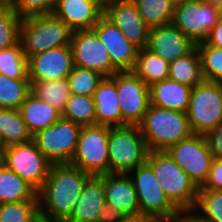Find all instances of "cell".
<instances>
[{"label":"cell","mask_w":222,"mask_h":222,"mask_svg":"<svg viewBox=\"0 0 222 222\" xmlns=\"http://www.w3.org/2000/svg\"><path fill=\"white\" fill-rule=\"evenodd\" d=\"M90 177L70 164H52L43 187L37 192L40 220L65 222Z\"/></svg>","instance_id":"6da1fadb"},{"label":"cell","mask_w":222,"mask_h":222,"mask_svg":"<svg viewBox=\"0 0 222 222\" xmlns=\"http://www.w3.org/2000/svg\"><path fill=\"white\" fill-rule=\"evenodd\" d=\"M146 163L152 168L167 198L181 211H192L199 188L183 169L164 151H149Z\"/></svg>","instance_id":"7a4b0ae2"},{"label":"cell","mask_w":222,"mask_h":222,"mask_svg":"<svg viewBox=\"0 0 222 222\" xmlns=\"http://www.w3.org/2000/svg\"><path fill=\"white\" fill-rule=\"evenodd\" d=\"M139 128L149 151H164L193 134L186 113L151 104Z\"/></svg>","instance_id":"3957f363"},{"label":"cell","mask_w":222,"mask_h":222,"mask_svg":"<svg viewBox=\"0 0 222 222\" xmlns=\"http://www.w3.org/2000/svg\"><path fill=\"white\" fill-rule=\"evenodd\" d=\"M73 31L53 13L21 19L20 39L23 53L29 59L35 54L71 46Z\"/></svg>","instance_id":"277c9868"},{"label":"cell","mask_w":222,"mask_h":222,"mask_svg":"<svg viewBox=\"0 0 222 222\" xmlns=\"http://www.w3.org/2000/svg\"><path fill=\"white\" fill-rule=\"evenodd\" d=\"M149 149L139 125L109 127V173L128 174L147 161Z\"/></svg>","instance_id":"5b68a950"},{"label":"cell","mask_w":222,"mask_h":222,"mask_svg":"<svg viewBox=\"0 0 222 222\" xmlns=\"http://www.w3.org/2000/svg\"><path fill=\"white\" fill-rule=\"evenodd\" d=\"M128 175L137 193L140 217L148 220H171L179 217L181 211L167 198L146 162L131 170Z\"/></svg>","instance_id":"8992f818"},{"label":"cell","mask_w":222,"mask_h":222,"mask_svg":"<svg viewBox=\"0 0 222 222\" xmlns=\"http://www.w3.org/2000/svg\"><path fill=\"white\" fill-rule=\"evenodd\" d=\"M193 134L206 135L222 122V83L203 81L191 90L186 111Z\"/></svg>","instance_id":"52a82bcc"},{"label":"cell","mask_w":222,"mask_h":222,"mask_svg":"<svg viewBox=\"0 0 222 222\" xmlns=\"http://www.w3.org/2000/svg\"><path fill=\"white\" fill-rule=\"evenodd\" d=\"M108 137V126H82L75 152L69 164L91 176L108 174Z\"/></svg>","instance_id":"ba28073f"},{"label":"cell","mask_w":222,"mask_h":222,"mask_svg":"<svg viewBox=\"0 0 222 222\" xmlns=\"http://www.w3.org/2000/svg\"><path fill=\"white\" fill-rule=\"evenodd\" d=\"M3 164L37 192L43 187L52 166L33 139L27 143L4 148Z\"/></svg>","instance_id":"9c48e42d"},{"label":"cell","mask_w":222,"mask_h":222,"mask_svg":"<svg viewBox=\"0 0 222 222\" xmlns=\"http://www.w3.org/2000/svg\"><path fill=\"white\" fill-rule=\"evenodd\" d=\"M165 151L198 188L204 185L213 161V154L205 135L192 134L169 146Z\"/></svg>","instance_id":"30bf717a"},{"label":"cell","mask_w":222,"mask_h":222,"mask_svg":"<svg viewBox=\"0 0 222 222\" xmlns=\"http://www.w3.org/2000/svg\"><path fill=\"white\" fill-rule=\"evenodd\" d=\"M81 129L82 126L61 117L53 125L33 135V140L52 164H69Z\"/></svg>","instance_id":"8fae6325"},{"label":"cell","mask_w":222,"mask_h":222,"mask_svg":"<svg viewBox=\"0 0 222 222\" xmlns=\"http://www.w3.org/2000/svg\"><path fill=\"white\" fill-rule=\"evenodd\" d=\"M219 20L217 7L202 0H181L175 3L171 23L196 45L207 39Z\"/></svg>","instance_id":"7c38bea8"},{"label":"cell","mask_w":222,"mask_h":222,"mask_svg":"<svg viewBox=\"0 0 222 222\" xmlns=\"http://www.w3.org/2000/svg\"><path fill=\"white\" fill-rule=\"evenodd\" d=\"M122 126L139 125L150 105L149 86L133 71L115 72Z\"/></svg>","instance_id":"4fadbf2b"},{"label":"cell","mask_w":222,"mask_h":222,"mask_svg":"<svg viewBox=\"0 0 222 222\" xmlns=\"http://www.w3.org/2000/svg\"><path fill=\"white\" fill-rule=\"evenodd\" d=\"M70 45L74 66L98 71L105 77L117 72L112 67L108 51L93 29L73 31Z\"/></svg>","instance_id":"5bb4252c"},{"label":"cell","mask_w":222,"mask_h":222,"mask_svg":"<svg viewBox=\"0 0 222 222\" xmlns=\"http://www.w3.org/2000/svg\"><path fill=\"white\" fill-rule=\"evenodd\" d=\"M92 29L108 51L112 67L117 72L133 71L138 48L125 38L118 27L103 15Z\"/></svg>","instance_id":"9a60e30c"},{"label":"cell","mask_w":222,"mask_h":222,"mask_svg":"<svg viewBox=\"0 0 222 222\" xmlns=\"http://www.w3.org/2000/svg\"><path fill=\"white\" fill-rule=\"evenodd\" d=\"M73 66L71 46L49 49L28 59L29 80L51 81L67 79Z\"/></svg>","instance_id":"2e32d148"},{"label":"cell","mask_w":222,"mask_h":222,"mask_svg":"<svg viewBox=\"0 0 222 222\" xmlns=\"http://www.w3.org/2000/svg\"><path fill=\"white\" fill-rule=\"evenodd\" d=\"M104 16L138 49L147 48L150 28L138 13L134 1L124 0L111 4L104 9Z\"/></svg>","instance_id":"e0dca14e"},{"label":"cell","mask_w":222,"mask_h":222,"mask_svg":"<svg viewBox=\"0 0 222 222\" xmlns=\"http://www.w3.org/2000/svg\"><path fill=\"white\" fill-rule=\"evenodd\" d=\"M195 46L172 23L149 29L147 49L169 63L185 56Z\"/></svg>","instance_id":"ac0fdd59"},{"label":"cell","mask_w":222,"mask_h":222,"mask_svg":"<svg viewBox=\"0 0 222 222\" xmlns=\"http://www.w3.org/2000/svg\"><path fill=\"white\" fill-rule=\"evenodd\" d=\"M72 30L92 29L104 15L96 0H55L53 12Z\"/></svg>","instance_id":"d6986e66"},{"label":"cell","mask_w":222,"mask_h":222,"mask_svg":"<svg viewBox=\"0 0 222 222\" xmlns=\"http://www.w3.org/2000/svg\"><path fill=\"white\" fill-rule=\"evenodd\" d=\"M105 202L120 210L127 217H140V209L134 183L128 174L103 175Z\"/></svg>","instance_id":"ffe728a7"},{"label":"cell","mask_w":222,"mask_h":222,"mask_svg":"<svg viewBox=\"0 0 222 222\" xmlns=\"http://www.w3.org/2000/svg\"><path fill=\"white\" fill-rule=\"evenodd\" d=\"M105 203L103 175L91 176L65 222H98L100 209Z\"/></svg>","instance_id":"44dd1931"},{"label":"cell","mask_w":222,"mask_h":222,"mask_svg":"<svg viewBox=\"0 0 222 222\" xmlns=\"http://www.w3.org/2000/svg\"><path fill=\"white\" fill-rule=\"evenodd\" d=\"M96 125L108 127L122 126V114L115 85V73L104 77L94 91Z\"/></svg>","instance_id":"7402d4cb"},{"label":"cell","mask_w":222,"mask_h":222,"mask_svg":"<svg viewBox=\"0 0 222 222\" xmlns=\"http://www.w3.org/2000/svg\"><path fill=\"white\" fill-rule=\"evenodd\" d=\"M192 87L170 78L149 86L150 104L162 109L186 113Z\"/></svg>","instance_id":"603a6c76"},{"label":"cell","mask_w":222,"mask_h":222,"mask_svg":"<svg viewBox=\"0 0 222 222\" xmlns=\"http://www.w3.org/2000/svg\"><path fill=\"white\" fill-rule=\"evenodd\" d=\"M19 110L32 136L53 125L62 117L60 111L32 93L27 96Z\"/></svg>","instance_id":"cb8c5ba5"},{"label":"cell","mask_w":222,"mask_h":222,"mask_svg":"<svg viewBox=\"0 0 222 222\" xmlns=\"http://www.w3.org/2000/svg\"><path fill=\"white\" fill-rule=\"evenodd\" d=\"M23 201H39L37 191L2 164L0 166V204Z\"/></svg>","instance_id":"d4e9b609"},{"label":"cell","mask_w":222,"mask_h":222,"mask_svg":"<svg viewBox=\"0 0 222 222\" xmlns=\"http://www.w3.org/2000/svg\"><path fill=\"white\" fill-rule=\"evenodd\" d=\"M32 139L20 110L0 108V141L3 148L27 143Z\"/></svg>","instance_id":"484cf974"},{"label":"cell","mask_w":222,"mask_h":222,"mask_svg":"<svg viewBox=\"0 0 222 222\" xmlns=\"http://www.w3.org/2000/svg\"><path fill=\"white\" fill-rule=\"evenodd\" d=\"M169 78L192 88L204 81L197 46L185 56L170 62Z\"/></svg>","instance_id":"4316f807"},{"label":"cell","mask_w":222,"mask_h":222,"mask_svg":"<svg viewBox=\"0 0 222 222\" xmlns=\"http://www.w3.org/2000/svg\"><path fill=\"white\" fill-rule=\"evenodd\" d=\"M169 62L147 48L138 49L133 72L148 86L169 78Z\"/></svg>","instance_id":"83f0119b"},{"label":"cell","mask_w":222,"mask_h":222,"mask_svg":"<svg viewBox=\"0 0 222 222\" xmlns=\"http://www.w3.org/2000/svg\"><path fill=\"white\" fill-rule=\"evenodd\" d=\"M138 13L149 28L167 25L174 16V0H135Z\"/></svg>","instance_id":"f1b7e54d"},{"label":"cell","mask_w":222,"mask_h":222,"mask_svg":"<svg viewBox=\"0 0 222 222\" xmlns=\"http://www.w3.org/2000/svg\"><path fill=\"white\" fill-rule=\"evenodd\" d=\"M31 93L38 99L48 102L61 113L71 96L67 79L51 81H30Z\"/></svg>","instance_id":"f546056e"},{"label":"cell","mask_w":222,"mask_h":222,"mask_svg":"<svg viewBox=\"0 0 222 222\" xmlns=\"http://www.w3.org/2000/svg\"><path fill=\"white\" fill-rule=\"evenodd\" d=\"M61 116L80 126L96 125L93 96L71 94Z\"/></svg>","instance_id":"4dcf8cb0"},{"label":"cell","mask_w":222,"mask_h":222,"mask_svg":"<svg viewBox=\"0 0 222 222\" xmlns=\"http://www.w3.org/2000/svg\"><path fill=\"white\" fill-rule=\"evenodd\" d=\"M30 93L29 79H11L0 74V108L19 110Z\"/></svg>","instance_id":"1f68e13d"},{"label":"cell","mask_w":222,"mask_h":222,"mask_svg":"<svg viewBox=\"0 0 222 222\" xmlns=\"http://www.w3.org/2000/svg\"><path fill=\"white\" fill-rule=\"evenodd\" d=\"M0 74L11 79H29L28 59L22 44L0 50Z\"/></svg>","instance_id":"d6a6232c"},{"label":"cell","mask_w":222,"mask_h":222,"mask_svg":"<svg viewBox=\"0 0 222 222\" xmlns=\"http://www.w3.org/2000/svg\"><path fill=\"white\" fill-rule=\"evenodd\" d=\"M191 212L204 222H222V190L199 189Z\"/></svg>","instance_id":"836d02e7"},{"label":"cell","mask_w":222,"mask_h":222,"mask_svg":"<svg viewBox=\"0 0 222 222\" xmlns=\"http://www.w3.org/2000/svg\"><path fill=\"white\" fill-rule=\"evenodd\" d=\"M100 72L84 67L73 66L67 77L71 94L93 96L99 83L104 79Z\"/></svg>","instance_id":"e575fe53"},{"label":"cell","mask_w":222,"mask_h":222,"mask_svg":"<svg viewBox=\"0 0 222 222\" xmlns=\"http://www.w3.org/2000/svg\"><path fill=\"white\" fill-rule=\"evenodd\" d=\"M39 201L0 204V222H39Z\"/></svg>","instance_id":"d590c367"},{"label":"cell","mask_w":222,"mask_h":222,"mask_svg":"<svg viewBox=\"0 0 222 222\" xmlns=\"http://www.w3.org/2000/svg\"><path fill=\"white\" fill-rule=\"evenodd\" d=\"M196 46L201 58L204 81L222 83V48L207 45L205 42Z\"/></svg>","instance_id":"8d00e7d4"},{"label":"cell","mask_w":222,"mask_h":222,"mask_svg":"<svg viewBox=\"0 0 222 222\" xmlns=\"http://www.w3.org/2000/svg\"><path fill=\"white\" fill-rule=\"evenodd\" d=\"M21 18L12 6L0 5V50L19 42Z\"/></svg>","instance_id":"74e56055"},{"label":"cell","mask_w":222,"mask_h":222,"mask_svg":"<svg viewBox=\"0 0 222 222\" xmlns=\"http://www.w3.org/2000/svg\"><path fill=\"white\" fill-rule=\"evenodd\" d=\"M54 4L55 0H17L12 8L22 19L35 15L51 14Z\"/></svg>","instance_id":"f35d334b"},{"label":"cell","mask_w":222,"mask_h":222,"mask_svg":"<svg viewBox=\"0 0 222 222\" xmlns=\"http://www.w3.org/2000/svg\"><path fill=\"white\" fill-rule=\"evenodd\" d=\"M199 189L222 190V158H213L208 178Z\"/></svg>","instance_id":"ab89813d"},{"label":"cell","mask_w":222,"mask_h":222,"mask_svg":"<svg viewBox=\"0 0 222 222\" xmlns=\"http://www.w3.org/2000/svg\"><path fill=\"white\" fill-rule=\"evenodd\" d=\"M205 136L213 158H222V122Z\"/></svg>","instance_id":"60d3db41"},{"label":"cell","mask_w":222,"mask_h":222,"mask_svg":"<svg viewBox=\"0 0 222 222\" xmlns=\"http://www.w3.org/2000/svg\"><path fill=\"white\" fill-rule=\"evenodd\" d=\"M100 210L98 222H123L127 218L124 213L107 203Z\"/></svg>","instance_id":"b9f144b4"},{"label":"cell","mask_w":222,"mask_h":222,"mask_svg":"<svg viewBox=\"0 0 222 222\" xmlns=\"http://www.w3.org/2000/svg\"><path fill=\"white\" fill-rule=\"evenodd\" d=\"M204 42L207 45H211L216 48H222V19H220L209 32V35Z\"/></svg>","instance_id":"7bdbcfd3"},{"label":"cell","mask_w":222,"mask_h":222,"mask_svg":"<svg viewBox=\"0 0 222 222\" xmlns=\"http://www.w3.org/2000/svg\"><path fill=\"white\" fill-rule=\"evenodd\" d=\"M182 222H204L200 220L195 214L191 211L181 212L178 217Z\"/></svg>","instance_id":"ee69618b"},{"label":"cell","mask_w":222,"mask_h":222,"mask_svg":"<svg viewBox=\"0 0 222 222\" xmlns=\"http://www.w3.org/2000/svg\"><path fill=\"white\" fill-rule=\"evenodd\" d=\"M96 1L103 9H105L106 7H108L111 4L118 3V2L124 1V0H96Z\"/></svg>","instance_id":"f6af8a7d"},{"label":"cell","mask_w":222,"mask_h":222,"mask_svg":"<svg viewBox=\"0 0 222 222\" xmlns=\"http://www.w3.org/2000/svg\"><path fill=\"white\" fill-rule=\"evenodd\" d=\"M123 222H150V220L142 217H127Z\"/></svg>","instance_id":"bcb514c9"},{"label":"cell","mask_w":222,"mask_h":222,"mask_svg":"<svg viewBox=\"0 0 222 222\" xmlns=\"http://www.w3.org/2000/svg\"><path fill=\"white\" fill-rule=\"evenodd\" d=\"M17 0H0L1 6H13Z\"/></svg>","instance_id":"7dc6e473"},{"label":"cell","mask_w":222,"mask_h":222,"mask_svg":"<svg viewBox=\"0 0 222 222\" xmlns=\"http://www.w3.org/2000/svg\"><path fill=\"white\" fill-rule=\"evenodd\" d=\"M202 1L214 7H217L222 0H202Z\"/></svg>","instance_id":"c3c4849f"},{"label":"cell","mask_w":222,"mask_h":222,"mask_svg":"<svg viewBox=\"0 0 222 222\" xmlns=\"http://www.w3.org/2000/svg\"><path fill=\"white\" fill-rule=\"evenodd\" d=\"M150 222H182L178 217L171 220H150Z\"/></svg>","instance_id":"681fc988"},{"label":"cell","mask_w":222,"mask_h":222,"mask_svg":"<svg viewBox=\"0 0 222 222\" xmlns=\"http://www.w3.org/2000/svg\"><path fill=\"white\" fill-rule=\"evenodd\" d=\"M217 12L219 14L220 19H222V1L217 6Z\"/></svg>","instance_id":"f907efd6"},{"label":"cell","mask_w":222,"mask_h":222,"mask_svg":"<svg viewBox=\"0 0 222 222\" xmlns=\"http://www.w3.org/2000/svg\"><path fill=\"white\" fill-rule=\"evenodd\" d=\"M3 146L0 144V166L3 164Z\"/></svg>","instance_id":"816d5d0a"}]
</instances>
